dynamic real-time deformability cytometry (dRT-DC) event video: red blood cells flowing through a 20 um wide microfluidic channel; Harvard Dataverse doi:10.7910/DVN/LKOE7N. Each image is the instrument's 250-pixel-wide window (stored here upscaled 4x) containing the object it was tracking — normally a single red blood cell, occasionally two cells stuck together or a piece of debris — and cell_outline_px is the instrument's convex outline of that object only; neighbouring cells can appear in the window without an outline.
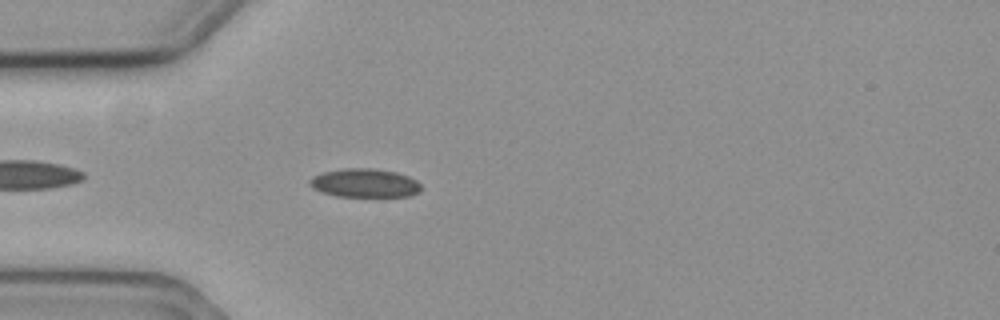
{"species": "common noctule bat (a hibernating species)", "species_latin": "Nyctalus noctula", "temperature_condition": "cold", "stored_images_in_passage": 40, "camera_frame_rate_fps": 3000, "um_per_image_px": 0.085, "animal": {"sex": "female", "body_mass_g": 19.3, "forearm_length_mm": 54.1}, "frame": {"image": 1, "passage_image": 5, "time_ms": 1.333, "image_size_px": [1000, 320], "cell_outline_px": [[420, 192], [408, 196], [336, 196], [320, 192], [312, 188], [308, 184], [308, 180], [312, 176], [324, 172], [344, 168], [372, 168], [396, 172], [408, 176], [416, 180], [420, 184]], "centroid_in_image_um": [30.96, 15.55], "position_along_channel_um": 54.0, "area_um2": 18.67}}
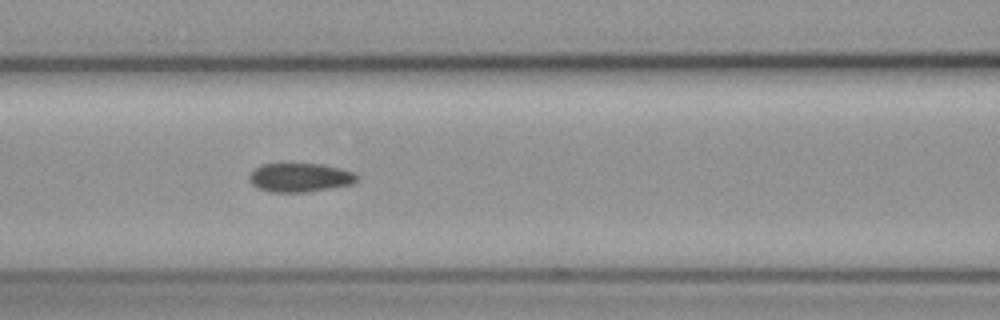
{"frame": {"image": 2, "passage_image": 13, "time_ms": 4.0, "image_size_px": [1000, 320], "cell_outline_px": [[356, 180], [352, 184], [308, 192], [268, 192], [256, 188], [248, 180], [248, 176], [260, 164], [324, 164], [340, 168], [352, 172], [356, 176]], "centroid_in_image_um": [25.44, 15.1], "position_along_channel_um": 141.2, "area_um2": 18.09}}
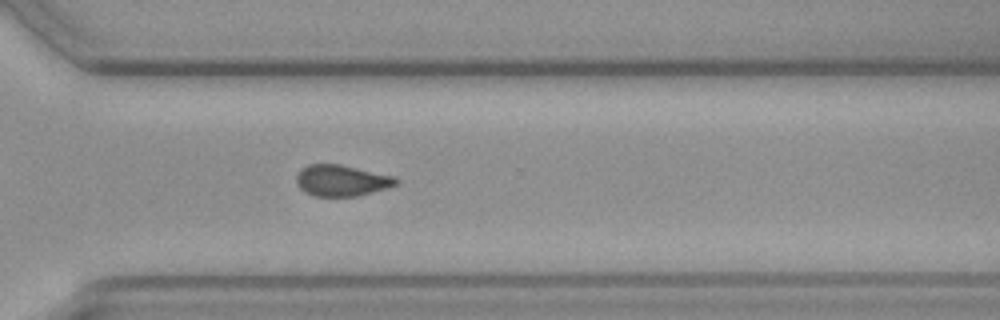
{"frame": {"image": 3, "passage_image": 30, "time_ms": 9.667, "image_size_px": [1000, 320], "cell_outline_px": [[400, 180], [396, 184], [388, 188], [356, 196], [316, 196], [300, 188], [296, 180], [296, 176], [308, 164], [340, 164], [392, 176]], "centroid_in_image_um": [29.05, 15.34], "position_along_channel_um": 341.5, "area_um2": 17.74}, "authors_computed_cell_mechanics": {"area_um2": 18.2648, "velocity_mm_per_s": 3.54, "shape_relaxation_time_tau1_ms": null, "shape_relaxation_time_tau2_ms": 5.0604, "deformation_change_tau1": null, "deformation_change_tau2": 0.101}}